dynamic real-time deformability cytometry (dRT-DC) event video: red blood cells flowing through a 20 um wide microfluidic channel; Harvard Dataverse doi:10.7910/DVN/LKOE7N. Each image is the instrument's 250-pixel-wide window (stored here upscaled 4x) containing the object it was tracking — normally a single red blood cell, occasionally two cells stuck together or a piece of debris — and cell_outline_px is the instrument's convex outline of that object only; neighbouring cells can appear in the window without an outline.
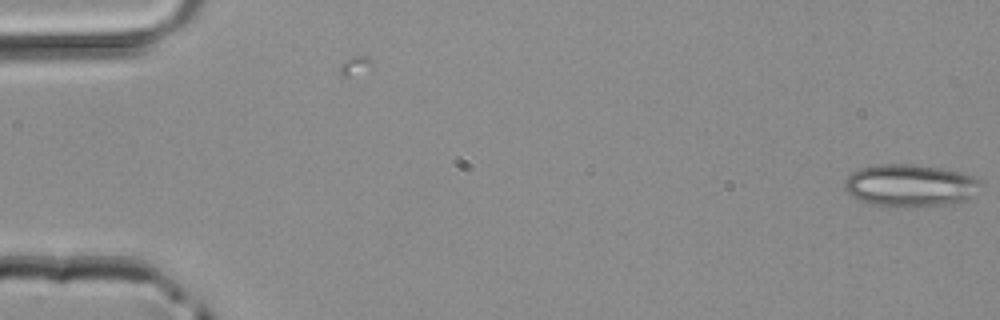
{"species": "common noctule bat (a hibernating species)", "species_latin": "Nyctalus noctula", "temperature_condition": "room temperature", "stored_images_in_passage": 5, "camera_frame_rate_fps": 3000, "um_per_image_px": 0.085, "animal": {"sex": "male", "body_mass_g": 20.4}, "frame": {"image": 1, "passage_image": 1, "time_ms": 0.0, "image_size_px": [1000, 320], "cell_outline_px": [[980, 184], [976, 196], [968, 200], [952, 204], [892, 208], [880, 208], [860, 200], [852, 196], [844, 188], [844, 180], [852, 172], [860, 168], [876, 164], [916, 164], [948, 168], [972, 176], [980, 180]], "centroid_in_image_um": [77.37, 15.78], "position_along_channel_um": 7.6, "area_um2": 34.56}}